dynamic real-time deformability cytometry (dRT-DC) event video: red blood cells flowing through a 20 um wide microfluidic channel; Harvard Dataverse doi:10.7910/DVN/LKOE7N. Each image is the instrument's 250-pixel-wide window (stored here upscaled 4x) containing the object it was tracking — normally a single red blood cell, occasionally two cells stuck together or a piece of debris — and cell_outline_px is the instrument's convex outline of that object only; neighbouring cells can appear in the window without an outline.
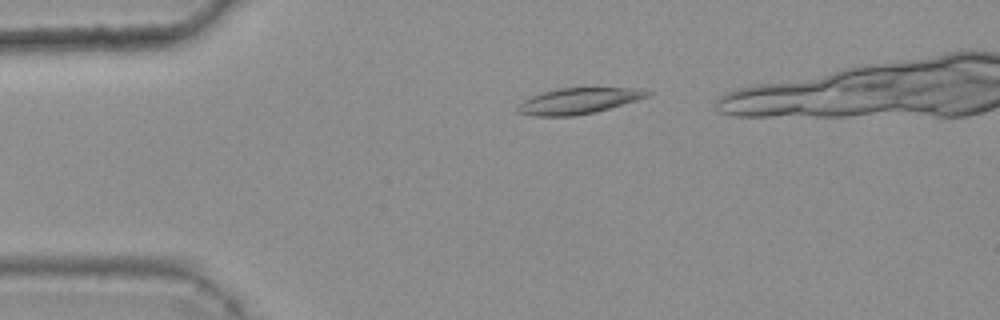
{"species": "common noctule bat (a hibernating species)", "species_latin": "Nyctalus noctula", "temperature_condition": "warm", "stored_images_in_passage": 34, "camera_frame_rate_fps": 3000, "um_per_image_px": 0.085, "animal": {"sex": "female", "body_mass_g": 25.1}, "frame": {"image": 1, "passage_image": 1, "time_ms": 0.0, "image_size_px": [1000, 320], "cell_outline_px": [[652, 92], [648, 96], [636, 100], [608, 108], [576, 116], [536, 116], [516, 112], [516, 104], [532, 96], [544, 92], [560, 88], [632, 88]], "centroid_in_image_um": [49.09, 8.58], "position_along_channel_um": 35.9, "area_um2": 19.25}}
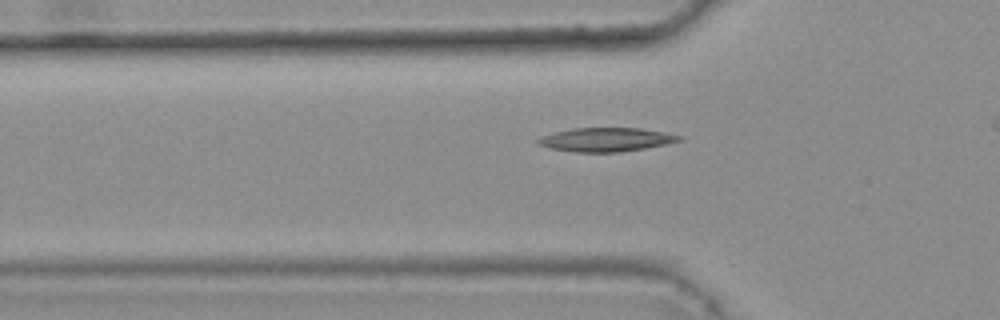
{"frame": {"image": 2, "passage_image": 7, "time_ms": 2.0, "image_size_px": [1000, 320], "cell_outline_px": [[684, 136], [680, 140], [664, 144], [644, 148], [620, 152], [572, 152], [548, 148], [536, 144], [536, 140], [544, 136], [556, 132], [572, 128], [640, 128], [664, 132]], "centroid_in_image_um": [51.48, 11.87], "position_along_channel_um": 74.3, "area_um2": 19.48}}
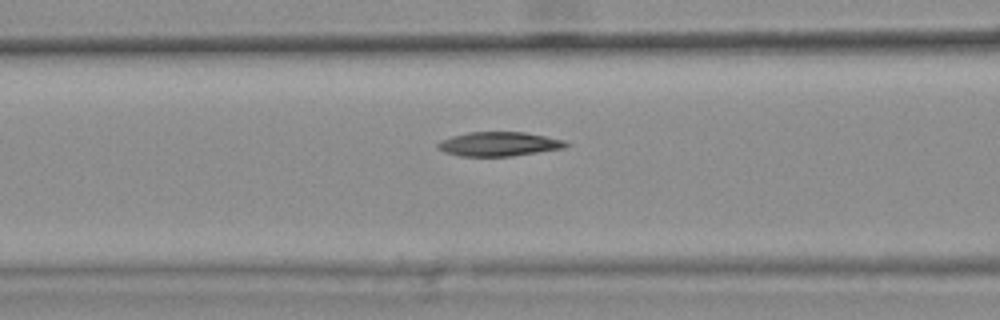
{"frame": {"image": 3, "passage_image": 11, "time_ms": 3.333, "image_size_px": [1000, 320], "cell_outline_px": [[572, 144], [564, 148], [512, 156], [460, 156], [444, 152], [436, 148], [436, 144], [440, 140], [452, 136], [468, 132], [524, 132], [564, 140]], "centroid_in_image_um": [42.39, 12.24], "position_along_channel_um": 124.2, "area_um2": 18.15}}